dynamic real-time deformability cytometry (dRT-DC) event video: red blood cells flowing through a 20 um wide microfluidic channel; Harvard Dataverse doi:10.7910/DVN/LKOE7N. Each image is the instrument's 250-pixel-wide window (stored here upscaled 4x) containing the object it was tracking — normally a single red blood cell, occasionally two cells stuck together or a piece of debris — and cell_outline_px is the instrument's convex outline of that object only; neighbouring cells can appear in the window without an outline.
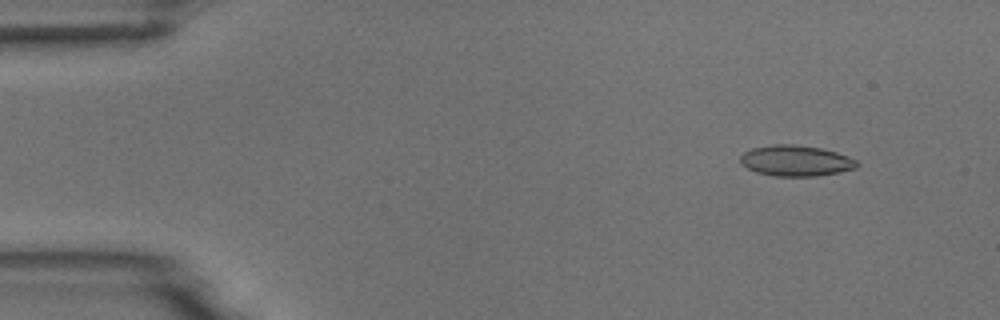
{"species": "common noctule bat (a hibernating species)", "species_latin": "Nyctalus noctula", "temperature_condition": "room temperature", "stored_images_in_passage": 6, "camera_frame_rate_fps": 3000, "um_per_image_px": 0.085, "animal": {"sex": "male", "body_mass_g": 18.8}, "frame": {"image": 1, "passage_image": 2, "time_ms": 1.0, "image_size_px": [1000, 320], "cell_outline_px": [[856, 168], [840, 172], [816, 176], [776, 176], [756, 172], [740, 164], [740, 156], [744, 152], [752, 148], [772, 144], [792, 144], [820, 148], [836, 152], [848, 156], [856, 160]], "centroid_in_image_um": [67.61, 13.66], "position_along_channel_um": 17.4, "area_um2": 20.87}}
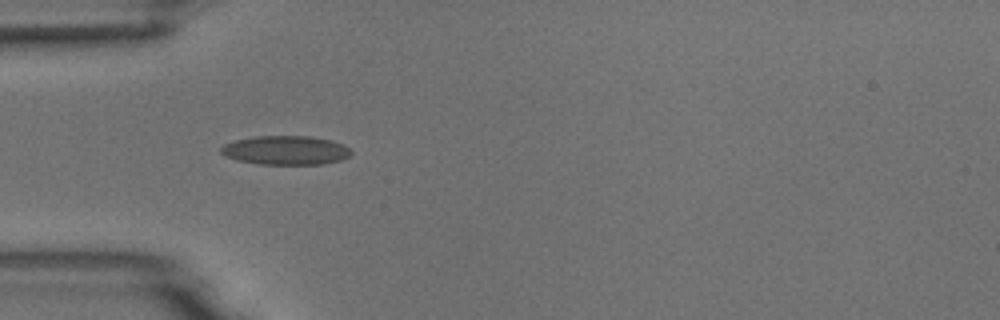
{"frame": {"image": 2, "passage_image": 5, "time_ms": 4.667, "image_size_px": [1000, 320], "cell_outline_px": [[352, 152], [348, 156], [340, 160], [324, 164], [260, 164], [236, 160], [224, 156], [220, 152], [220, 148], [224, 144], [236, 140], [252, 136], [312, 136], [332, 140], [344, 144]], "centroid_in_image_um": [24.27, 12.77], "position_along_channel_um": 60.7, "area_um2": 22.14}}